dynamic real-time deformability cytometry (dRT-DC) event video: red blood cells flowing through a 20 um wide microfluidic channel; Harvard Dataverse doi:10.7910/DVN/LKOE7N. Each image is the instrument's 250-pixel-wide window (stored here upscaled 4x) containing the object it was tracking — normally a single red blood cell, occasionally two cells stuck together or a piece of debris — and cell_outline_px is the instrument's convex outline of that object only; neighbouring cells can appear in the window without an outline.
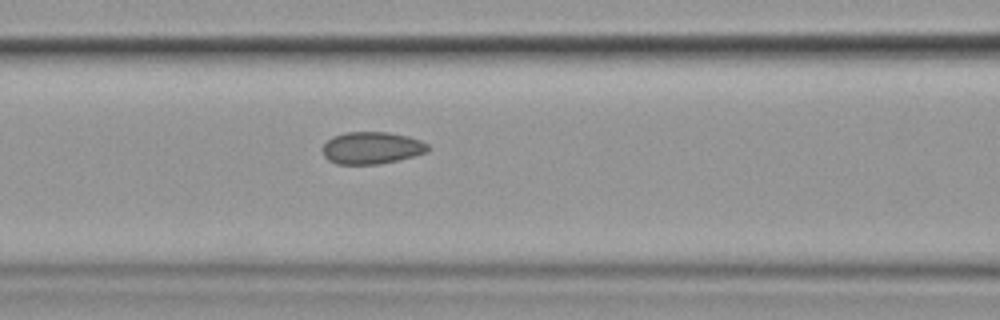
{"species": "common noctule bat (a hibernating species)", "species_latin": "Nyctalus noctula", "temperature_condition": "cold", "stored_images_in_passage": 7, "camera_frame_rate_fps": 3000, "um_per_image_px": 0.085, "animal": {"sex": "female", "body_mass_g": 19.9}, "frame": {"image": 1, "passage_image": 7, "time_ms": 8.0, "image_size_px": [1000, 320], "cell_outline_px": [[428, 152], [380, 164], [336, 164], [328, 160], [324, 156], [320, 148], [332, 136], [344, 132], [388, 132], [408, 136], [420, 140], [428, 144]], "centroid_in_image_um": [31.55, 12.57], "position_along_channel_um": 135.1, "area_um2": 19.83}}